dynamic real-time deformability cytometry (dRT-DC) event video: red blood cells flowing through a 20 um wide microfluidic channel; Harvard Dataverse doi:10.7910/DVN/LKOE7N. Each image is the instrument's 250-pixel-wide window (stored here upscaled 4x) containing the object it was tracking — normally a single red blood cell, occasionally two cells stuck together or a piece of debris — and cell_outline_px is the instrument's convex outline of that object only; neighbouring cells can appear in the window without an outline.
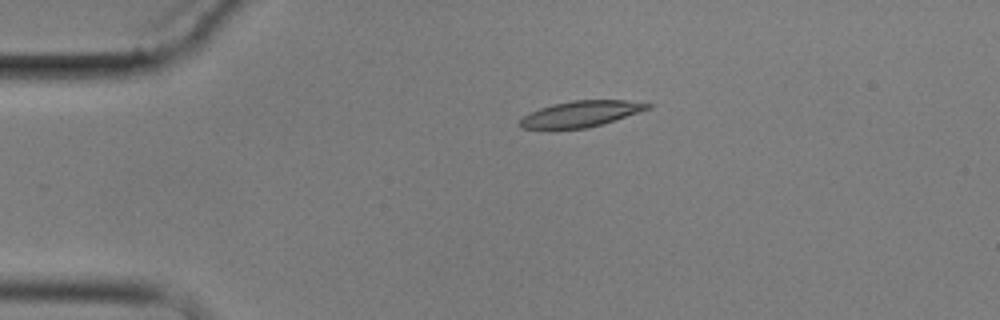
{"species": "common noctule bat (a hibernating species)", "species_latin": "Nyctalus noctula", "temperature_condition": "cold", "stored_images_in_passage": 4, "camera_frame_rate_fps": 3000, "um_per_image_px": 0.085, "animal": {"sex": "male", "body_mass_g": 17.9}, "frame": {"image": 1, "passage_image": 1, "time_ms": 0.0, "image_size_px": [1000, 320], "cell_outline_px": [[652, 108], [588, 128], [524, 128], [516, 124], [524, 116], [540, 108], [552, 104], [572, 100], [624, 100], [652, 104]], "centroid_in_image_um": [49.39, 9.66], "position_along_channel_um": 35.6, "area_um2": 19.02}}
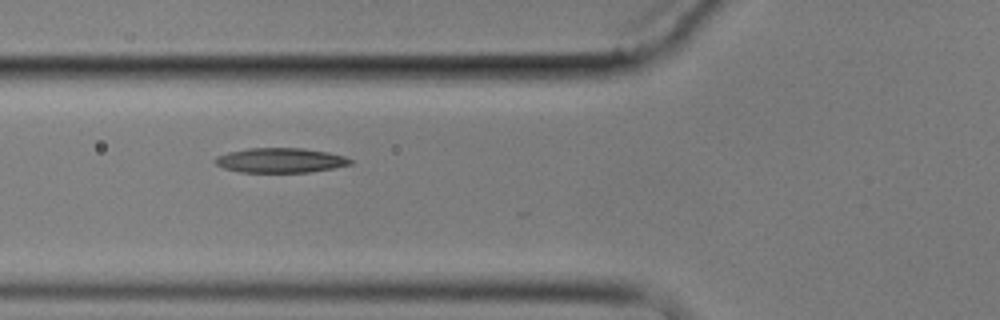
{"frame": {"image": 2, "passage_image": 3, "time_ms": 3.0, "image_size_px": [1000, 320], "cell_outline_px": [[352, 164], [332, 168], [308, 172], [240, 172], [224, 168], [216, 164], [212, 160], [216, 156], [228, 152], [248, 148], [304, 148], [328, 152], [344, 156], [352, 160]], "centroid_in_image_um": [23.8, 13.62], "position_along_channel_um": 102.0, "area_um2": 19.48}}
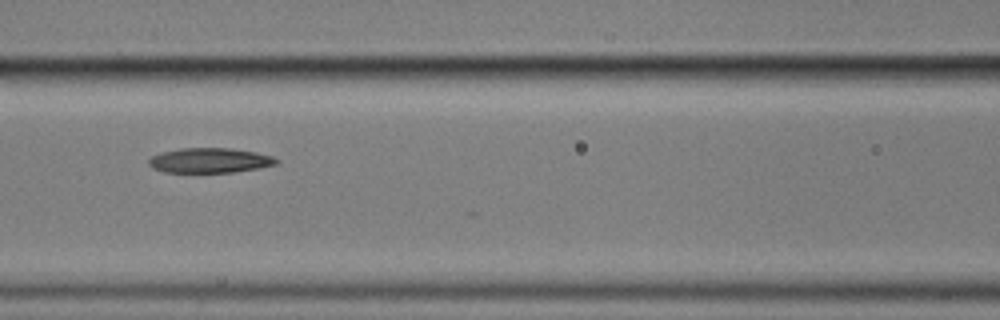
{"frame": {"image": 3, "passage_image": 4, "time_ms": 4.333, "image_size_px": [1000, 320], "cell_outline_px": [[280, 164], [260, 168], [232, 172], [164, 172], [152, 168], [148, 164], [148, 160], [152, 156], [164, 152], [180, 148], [228, 148], [256, 152], [272, 156], [280, 160]], "centroid_in_image_um": [17.87, 13.64], "position_along_channel_um": 148.7, "area_um2": 18.55}}